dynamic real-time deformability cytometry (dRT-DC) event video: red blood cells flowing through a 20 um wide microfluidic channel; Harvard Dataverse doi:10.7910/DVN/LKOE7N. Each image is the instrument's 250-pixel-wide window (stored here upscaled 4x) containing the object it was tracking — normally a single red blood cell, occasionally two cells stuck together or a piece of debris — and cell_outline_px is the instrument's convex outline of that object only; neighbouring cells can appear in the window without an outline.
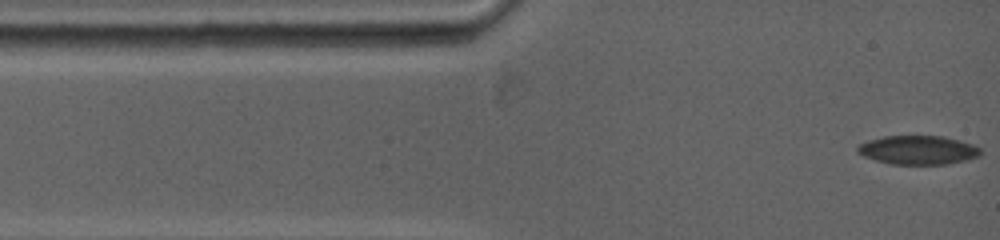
{"species": "common noctule bat (a hibernating species)", "species_latin": "Nyctalus noctula", "temperature_condition": "warm", "stored_images_in_passage": 42, "camera_frame_rate_fps": 5000, "um_per_image_px": 0.085, "animal": {"sex": "female", "body_mass_g": 19.0, "forearm_length_mm": 53.3}, "frame": {"image": 1, "passage_image": 1, "time_ms": 0.0, "image_size_px": [1000, 240], "cell_outline_px": [[980, 156], [948, 164], [892, 164], [876, 160], [864, 156], [856, 152], [856, 148], [860, 144], [868, 140], [884, 136], [944, 136], [972, 144], [980, 148]], "centroid_in_image_um": [78.02, 12.75], "position_along_channel_um": 7.0, "area_um2": 20.58}}
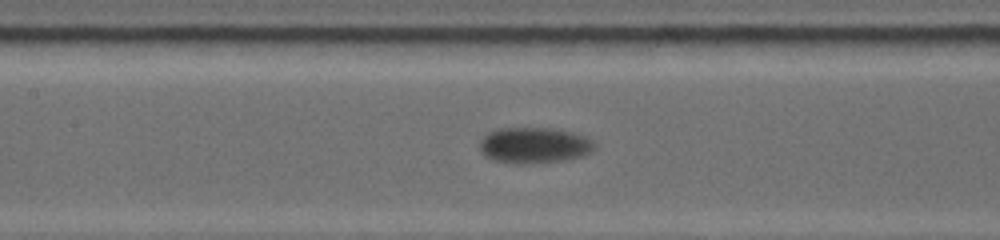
{"frame": {"image": 2, "passage_image": 19, "time_ms": 5.6, "image_size_px": [1000, 240], "cell_outline_px": [[596, 148], [592, 152], [580, 156], [564, 160], [528, 164], [520, 164], [496, 160], [484, 156], [480, 152], [480, 140], [488, 132], [496, 128], [556, 128], [572, 132], [596, 140]], "centroid_in_image_um": [45.43, 12.34], "position_along_channel_um": 162.0, "area_um2": 24.33}}
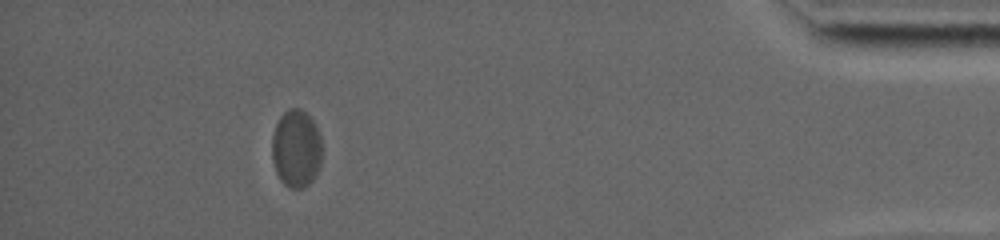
{"frame": {"image": 3, "passage_image": 36, "time_ms": 14.4, "image_size_px": [1000, 240], "cell_outline_px": [[324, 148], [320, 164], [316, 176], [304, 188], [288, 188], [280, 180], [276, 172], [272, 160], [272, 136], [276, 124], [280, 116], [288, 108], [300, 108], [312, 120], [320, 132]], "centroid_in_image_um": [25.2, 12.64], "position_along_channel_um": 410.0, "area_um2": 23.18}, "authors_computed_cell_mechanics": {"area_um2": 22.6865, "velocity_mm_per_s": 3.6239, "shape_relaxation_time_tau1_ms": 1.5902, "shape_relaxation_time_tau2_ms": null, "deformation_change_tau1": 0.0727, "deformation_change_tau2": null}}